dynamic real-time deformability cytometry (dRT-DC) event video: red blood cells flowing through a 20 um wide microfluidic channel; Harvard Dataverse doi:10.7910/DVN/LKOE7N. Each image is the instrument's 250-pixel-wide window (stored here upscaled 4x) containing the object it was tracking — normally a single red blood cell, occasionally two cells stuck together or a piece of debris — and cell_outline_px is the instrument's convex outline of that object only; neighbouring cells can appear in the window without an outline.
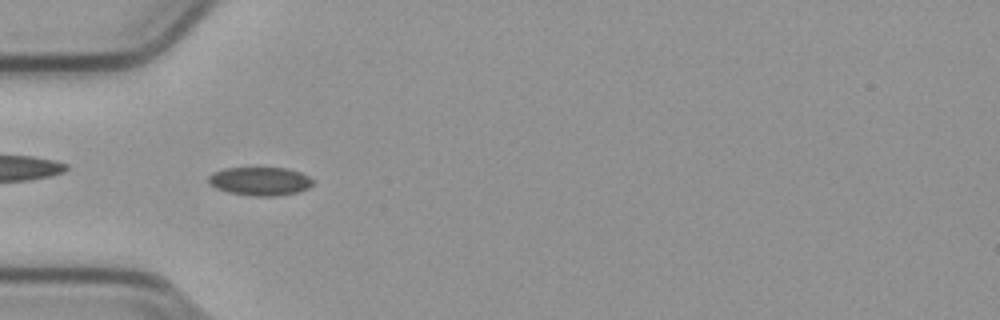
{"species": "common noctule bat (a hibernating species)", "species_latin": "Nyctalus noctula", "temperature_condition": "cold", "stored_images_in_passage": 54, "camera_frame_rate_fps": 3000, "um_per_image_px": 0.085, "animal": {"sex": "male", "body_mass_g": 23.1, "forearm_length_mm": 52.7}, "frame": {"image": 1, "passage_image": 17, "time_ms": 5.333, "image_size_px": [1000, 320], "cell_outline_px": [[316, 180], [308, 188], [296, 192], [276, 196], [252, 196], [228, 192], [216, 188], [208, 184], [208, 176], [212, 172], [224, 168], [288, 168], [300, 172]], "centroid_in_image_um": [22.09, 15.4], "position_along_channel_um": 62.9, "area_um2": 17.46}}
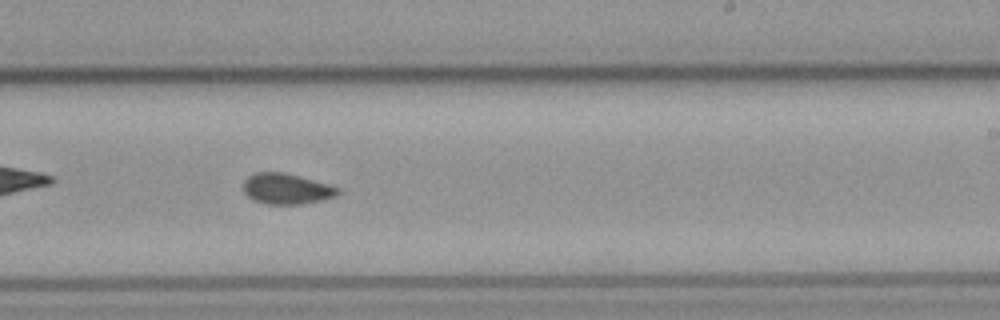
{"frame": {"image": 2, "passage_image": 33, "time_ms": 10.667, "image_size_px": [1000, 320], "cell_outline_px": [[340, 192], [336, 196], [324, 200], [300, 204], [264, 204], [252, 200], [244, 192], [244, 180], [248, 176], [256, 172], [284, 172], [328, 184], [340, 188]], "centroid_in_image_um": [24.35, 16.05], "position_along_channel_um": 264.7, "area_um2": 16.99}}
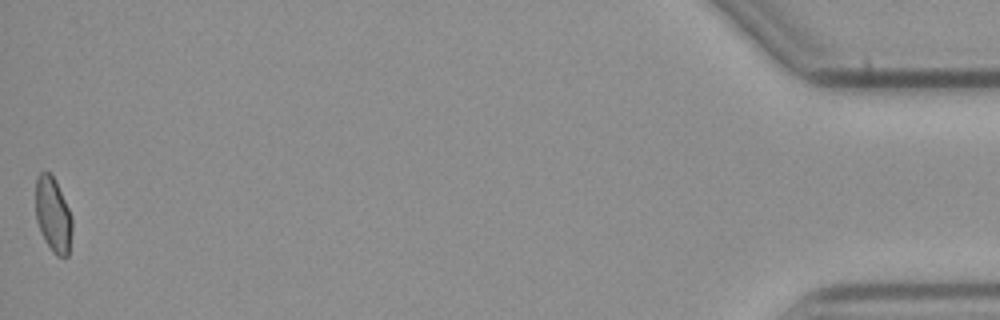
{"frame": {"image": 3, "passage_image": 54, "time_ms": 17.667, "image_size_px": [1000, 320], "cell_outline_px": [[72, 228], [68, 256], [56, 256], [52, 252], [44, 240], [36, 220], [36, 176], [40, 172], [48, 172], [52, 176], [72, 216]], "centroid_in_image_um": [4.5, 18.3], "position_along_channel_um": 430.7, "area_um2": 15.72}, "authors_computed_cell_mechanics": {"area_um2": 16.9354, "velocity_mm_per_s": 3.8, "shape_relaxation_time_tau1_ms": null, "shape_relaxation_time_tau2_ms": 1.3488, "deformation_change_tau1": null, "deformation_change_tau2": 0.041}}